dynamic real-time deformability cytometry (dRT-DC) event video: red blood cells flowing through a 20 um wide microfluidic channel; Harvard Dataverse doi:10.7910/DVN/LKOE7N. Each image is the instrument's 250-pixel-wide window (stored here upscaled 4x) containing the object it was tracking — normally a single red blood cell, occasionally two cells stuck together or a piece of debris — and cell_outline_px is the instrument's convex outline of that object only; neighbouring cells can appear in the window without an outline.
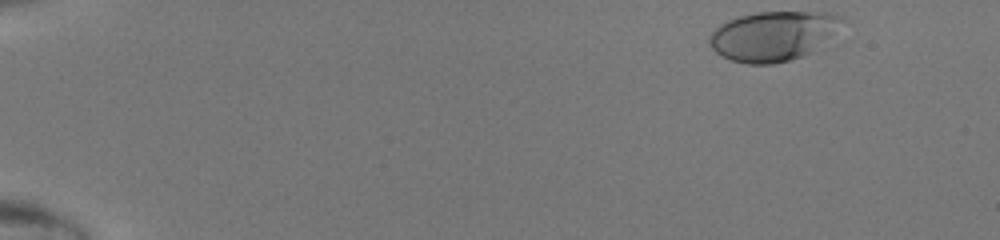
{"species": "human", "species_latin": "Homo sapiens", "temperature_condition": "room temperature", "stored_images_in_passage": 44, "camera_frame_rate_fps": 3000, "um_per_image_px": 0.085, "donor": {"sex": "male"}, "frame": {"image": 1, "passage_image": 1, "time_ms": 0.0, "image_size_px": [1000, 240], "cell_outline_px": [[844, 20], [812, 52], [788, 60], [772, 64], [748, 64], [732, 60], [716, 52], [712, 48], [708, 40], [708, 36], [720, 24], [728, 20], [740, 16], [756, 12], [828, 12], [844, 16]], "centroid_in_image_um": [65.67, 3.04], "position_along_channel_um": 19.3, "area_um2": 37.74}}
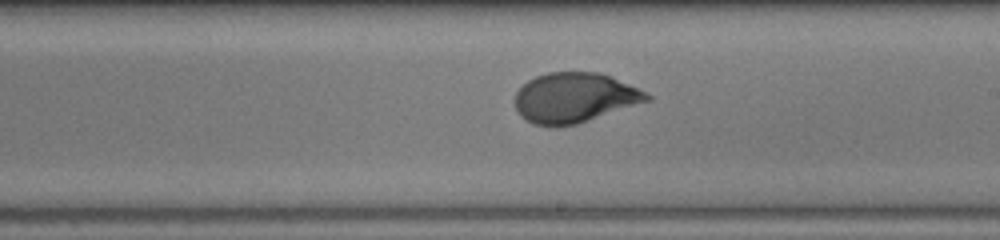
{"frame": {"image": 2, "passage_image": 26, "time_ms": 8.333, "image_size_px": [1000, 240], "cell_outline_px": [[652, 100], [576, 124], [556, 128], [532, 124], [520, 116], [516, 108], [516, 92], [528, 80], [536, 76], [548, 72], [600, 72], [612, 76], [652, 96]], "centroid_in_image_um": [48.82, 8.32], "position_along_channel_um": 240.2, "area_um2": 38.49}}
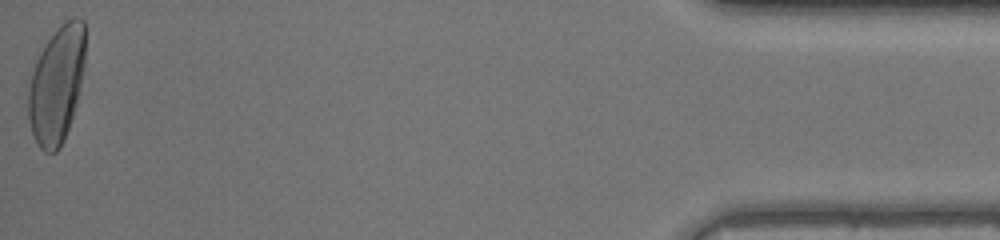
{"frame": {"image": 3, "passage_image": 44, "time_ms": 14.333, "image_size_px": [1000, 240], "cell_outline_px": [[84, 64], [80, 92], [64, 140], [56, 152], [44, 152], [40, 148], [32, 132], [28, 116], [28, 92], [32, 72], [36, 60], [44, 44], [56, 28], [60, 24], [72, 16], [76, 16], [84, 20]], "centroid_in_image_um": [4.82, 7.15], "position_along_channel_um": 430.4, "area_um2": 38.9}}